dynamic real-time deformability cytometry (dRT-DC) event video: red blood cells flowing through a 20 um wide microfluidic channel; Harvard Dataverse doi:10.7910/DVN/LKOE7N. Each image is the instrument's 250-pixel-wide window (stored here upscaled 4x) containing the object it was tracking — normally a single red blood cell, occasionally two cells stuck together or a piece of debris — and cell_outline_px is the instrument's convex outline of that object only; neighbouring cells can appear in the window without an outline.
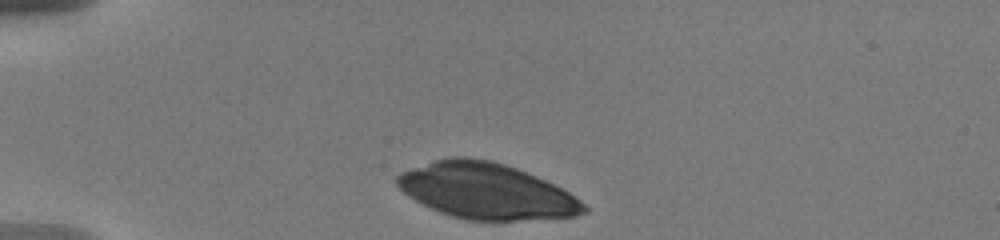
{"species": "human", "species_latin": "Homo sapiens", "temperature_condition": "warm", "stored_images_in_passage": 2, "camera_frame_rate_fps": 3000, "um_per_image_px": 0.085, "donor": {"sex": "male"}, "frame": {"image": 1, "passage_image": 1, "time_ms": 0.0, "image_size_px": [1000, 240], "cell_outline_px": [[588, 212], [576, 216], [516, 220], [468, 220], [452, 216], [440, 212], [408, 196], [396, 184], [396, 176], [400, 172], [436, 160], [452, 156], [464, 156], [492, 160], [516, 168], [536, 176], [576, 196], [588, 208]], "centroid_in_image_um": [41.34, 16.23], "position_along_channel_um": 43.7, "area_um2": 60.23}}